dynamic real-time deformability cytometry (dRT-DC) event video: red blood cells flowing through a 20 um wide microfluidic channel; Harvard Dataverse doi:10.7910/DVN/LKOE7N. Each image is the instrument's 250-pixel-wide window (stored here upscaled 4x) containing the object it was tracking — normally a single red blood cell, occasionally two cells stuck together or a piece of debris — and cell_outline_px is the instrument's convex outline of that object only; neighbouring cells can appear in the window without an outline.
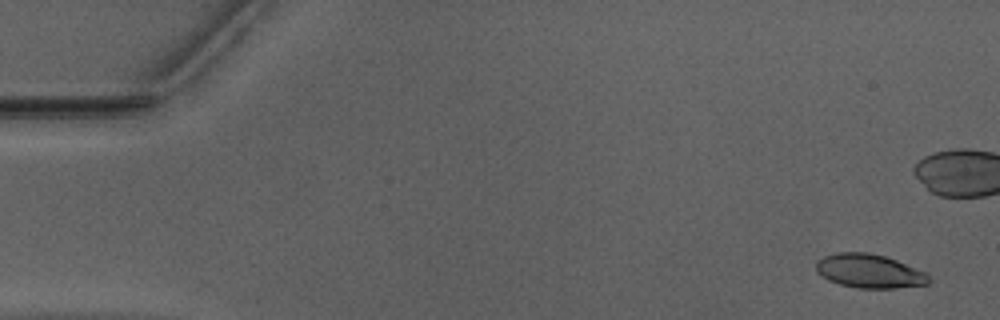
{"species": "Egyptian fruit bat (a non-hibernating species)", "species_latin": "Rousettus aegyptiacus", "temperature_condition": "warm", "stored_images_in_passage": 16, "camera_frame_rate_fps": 3000, "um_per_image_px": 0.085, "animal": {"sex": "male"}, "frame": {"image": 1, "passage_image": 3, "time_ms": 0.667, "image_size_px": [1000, 320], "cell_outline_px": [[932, 280], [928, 284], [896, 288], [856, 288], [840, 284], [828, 280], [816, 272], [816, 260], [824, 256], [836, 252], [868, 252], [884, 256], [896, 260], [924, 272]], "centroid_in_image_um": [73.86, 23.04], "position_along_channel_um": 11.1, "area_um2": 22.25}}
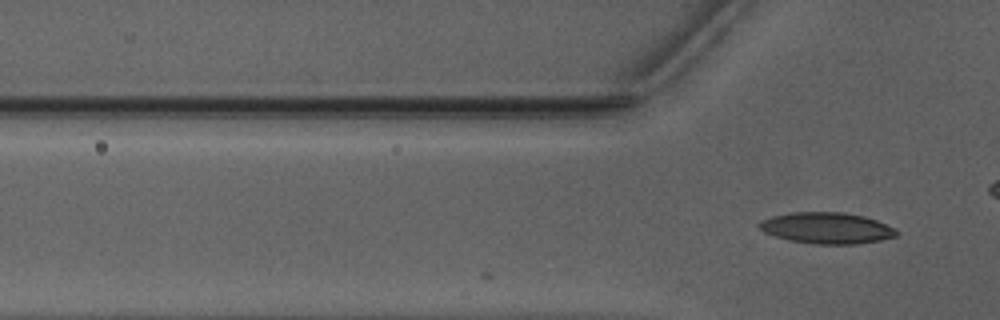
{"frame": {"image": 2, "passage_image": 16, "time_ms": 5.0, "image_size_px": [1000, 320], "cell_outline_px": [[900, 232], [896, 236], [880, 240], [856, 244], [816, 244], [788, 240], [772, 236], [756, 228], [756, 224], [760, 220], [772, 216], [792, 212], [840, 212], [864, 216], [876, 220], [896, 228]], "centroid_in_image_um": [70.23, 19.38], "position_along_channel_um": 55.6, "area_um2": 25.26}}